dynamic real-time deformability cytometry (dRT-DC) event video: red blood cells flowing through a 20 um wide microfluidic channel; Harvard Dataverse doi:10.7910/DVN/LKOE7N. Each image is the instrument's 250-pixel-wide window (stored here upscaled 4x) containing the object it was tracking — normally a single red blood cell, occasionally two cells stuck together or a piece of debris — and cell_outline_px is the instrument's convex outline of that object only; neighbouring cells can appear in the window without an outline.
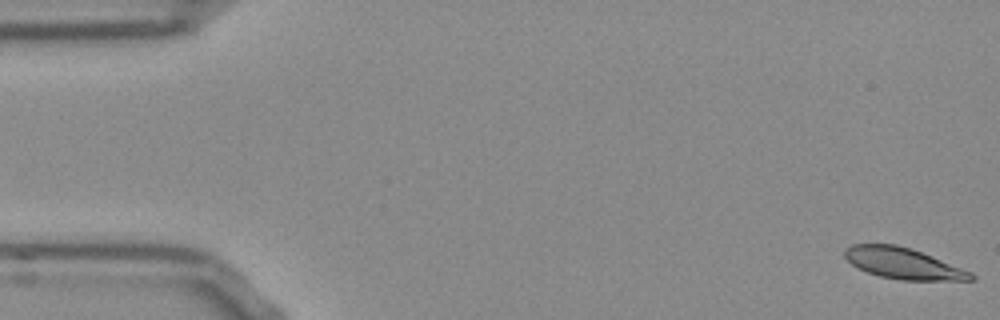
{"species": "Egyptian fruit bat (a non-hibernating species)", "species_latin": "Rousettus aegyptiacus", "temperature_condition": "room temperature", "stored_images_in_passage": 52, "camera_frame_rate_fps": 3000, "um_per_image_px": 0.085, "frame": {"image": 1, "passage_image": 1, "time_ms": 0.0, "image_size_px": [1000, 320], "cell_outline_px": [[976, 280], [900, 280], [880, 276], [868, 272], [852, 264], [844, 256], [844, 248], [852, 244], [896, 244], [912, 248], [972, 272], [976, 276]], "centroid_in_image_um": [76.78, 22.38], "position_along_channel_um": 8.2, "area_um2": 22.83}}
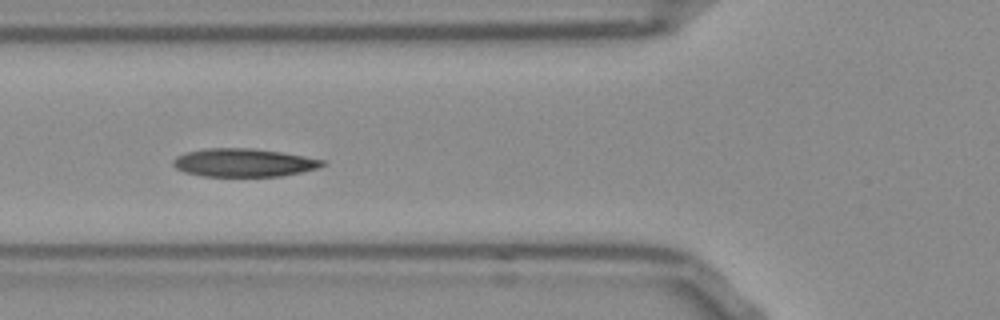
{"frame": {"image": 2, "passage_image": 19, "time_ms": 6.0, "image_size_px": [1000, 320], "cell_outline_px": [[328, 164], [316, 168], [300, 172], [280, 176], [204, 176], [184, 172], [176, 168], [172, 164], [172, 160], [176, 156], [184, 152], [208, 148], [252, 148], [280, 152], [304, 156], [324, 160]], "centroid_in_image_um": [20.68, 13.82], "position_along_channel_um": 105.1, "area_um2": 24.51}}
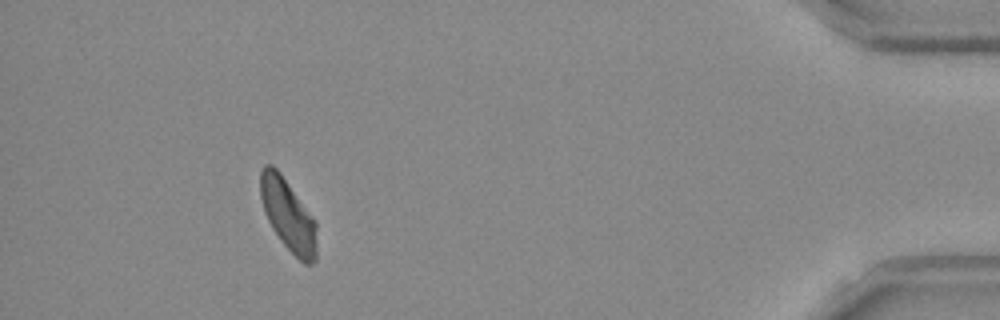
{"frame": {"image": 3, "passage_image": 48, "time_ms": 15.667, "image_size_px": [1000, 320], "cell_outline_px": [[316, 260], [312, 264], [304, 264], [280, 240], [272, 228], [264, 212], [260, 196], [260, 172], [264, 164], [272, 164], [280, 172], [316, 220]], "centroid_in_image_um": [24.48, 18.26], "position_along_channel_um": 410.7, "area_um2": 23.64}, "authors_computed_cell_mechanics": {"area_um2": 24.276, "velocity_mm_per_s": 3.8195, "shape_relaxation_time_tau1_ms": 6.6822, "shape_relaxation_time_tau2_ms": 3.5586, "deformation_change_tau1": 0.1551, "deformation_change_tau2": 0.0897}}